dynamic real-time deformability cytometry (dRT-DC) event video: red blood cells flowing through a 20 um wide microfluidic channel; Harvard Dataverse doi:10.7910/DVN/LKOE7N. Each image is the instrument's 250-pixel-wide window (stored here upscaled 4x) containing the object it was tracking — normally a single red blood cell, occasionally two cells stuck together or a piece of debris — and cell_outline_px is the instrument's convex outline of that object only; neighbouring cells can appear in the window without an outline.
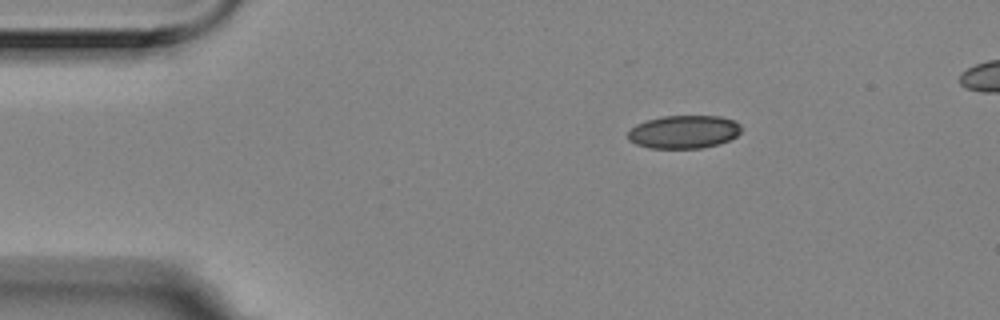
{"species": "Egyptian fruit bat (a non-hibernating species)", "species_latin": "Rousettus aegyptiacus", "temperature_condition": "room temperature", "stored_images_in_passage": 3, "camera_frame_rate_fps": 3000, "um_per_image_px": 0.085, "animal": {"sex": "female"}, "frame": {"image": 1, "passage_image": 1, "time_ms": 0.0, "image_size_px": [1000, 320], "cell_outline_px": [[740, 132], [736, 136], [720, 144], [700, 148], [648, 148], [636, 144], [628, 140], [628, 132], [636, 124], [648, 120], [664, 116], [720, 116], [736, 120], [740, 124]], "centroid_in_image_um": [58.14, 11.21], "position_along_channel_um": 26.9, "area_um2": 21.91}}